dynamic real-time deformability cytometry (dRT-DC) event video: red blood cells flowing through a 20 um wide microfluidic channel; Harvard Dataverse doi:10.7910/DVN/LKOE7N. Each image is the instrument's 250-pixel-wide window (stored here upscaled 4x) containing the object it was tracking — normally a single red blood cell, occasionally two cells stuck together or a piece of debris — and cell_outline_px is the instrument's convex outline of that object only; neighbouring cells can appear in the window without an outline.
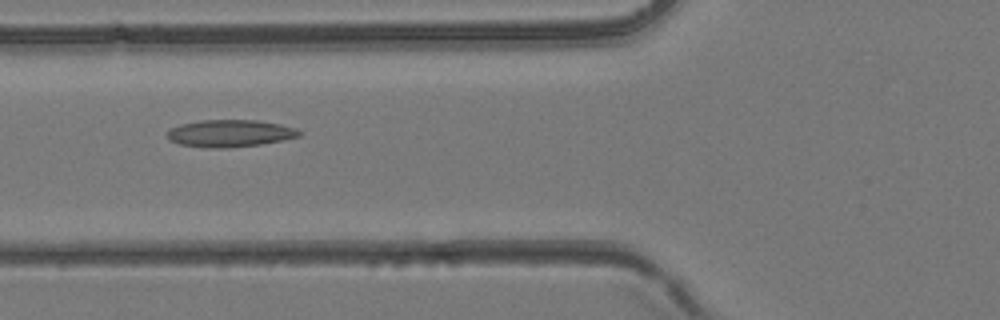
{"species": "common noctule bat (a hibernating species)", "species_latin": "Nyctalus noctula", "temperature_condition": "room temperature", "stored_images_in_passage": 12, "camera_frame_rate_fps": 3000, "um_per_image_px": 0.085, "animal": {"sex": "female", "body_mass_g": 24.6, "forearm_length_mm": 56.2}, "frame": {"image": 1, "passage_image": 3, "time_ms": 0.667, "image_size_px": [1000, 320], "cell_outline_px": [[304, 132], [300, 136], [260, 144], [224, 148], [216, 148], [180, 144], [168, 140], [168, 128], [180, 124], [200, 120], [256, 120], [280, 124], [296, 128]], "centroid_in_image_um": [19.54, 11.32], "position_along_channel_um": 106.3, "area_um2": 20.81}}
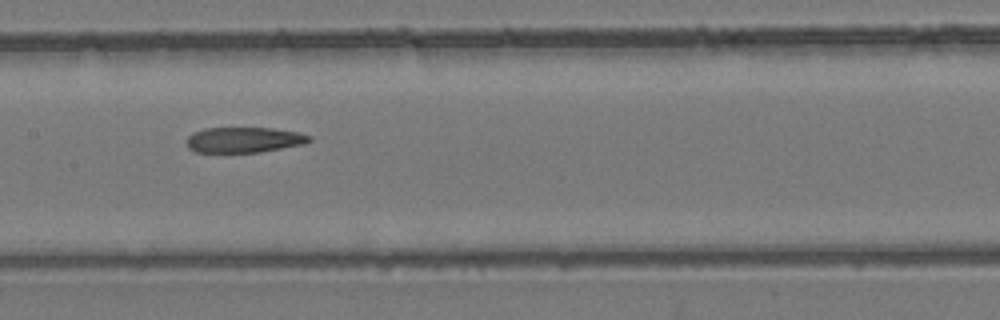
{"frame": {"image": 2, "passage_image": 8, "time_ms": 2.333, "image_size_px": [1000, 320], "cell_outline_px": [[312, 140], [304, 144], [260, 152], [196, 152], [188, 148], [188, 136], [192, 132], [204, 128], [272, 128], [300, 132], [312, 136]], "centroid_in_image_um": [20.77, 11.88], "position_along_channel_um": 186.6, "area_um2": 18.26}}
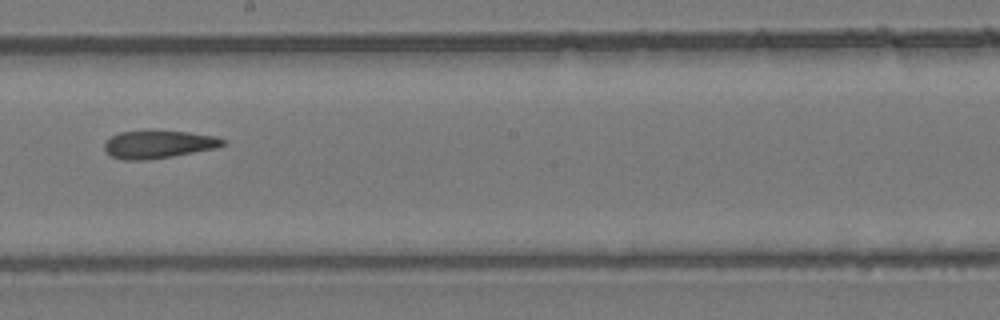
{"frame": {"image": 3, "passage_image": 11, "time_ms": 3.333, "image_size_px": [1000, 320], "cell_outline_px": [[224, 144], [216, 148], [172, 156], [148, 160], [124, 160], [112, 156], [104, 148], [104, 144], [112, 136], [120, 132], [148, 128], [152, 128], [188, 132], [216, 136], [224, 140]], "centroid_in_image_um": [13.45, 12.23], "position_along_channel_um": 234.8, "area_um2": 19.65}}